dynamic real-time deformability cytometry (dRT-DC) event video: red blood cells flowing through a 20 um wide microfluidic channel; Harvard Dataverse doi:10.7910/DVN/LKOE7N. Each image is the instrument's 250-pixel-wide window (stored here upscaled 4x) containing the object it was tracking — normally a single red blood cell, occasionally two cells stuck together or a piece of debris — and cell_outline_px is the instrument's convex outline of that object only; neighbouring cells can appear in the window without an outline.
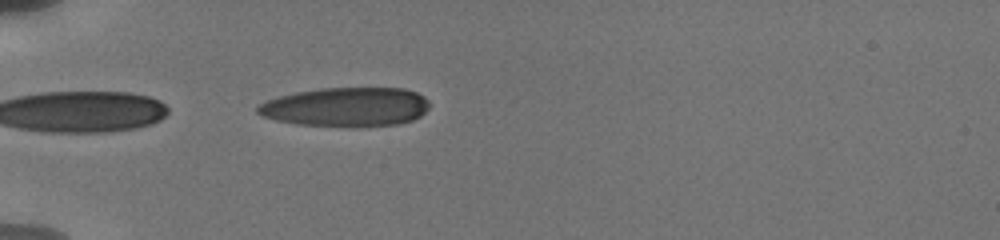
{"species": "human", "species_latin": "Homo sapiens", "temperature_condition": "cold", "stored_images_in_passage": 5, "camera_frame_rate_fps": 3000, "um_per_image_px": 0.085, "donor": {"sex": "male"}, "frame": {"image": 1, "passage_image": 5, "time_ms": 3.333, "image_size_px": [1000, 240], "cell_outline_px": [[428, 108], [420, 116], [412, 120], [396, 124], [356, 128], [296, 124], [276, 120], [264, 116], [256, 112], [256, 108], [260, 104], [268, 100], [280, 96], [296, 92], [320, 88], [404, 88], [416, 92], [424, 96], [428, 100]], "centroid_in_image_um": [29.43, 9.1], "position_along_channel_um": 55.6, "area_um2": 39.48}}